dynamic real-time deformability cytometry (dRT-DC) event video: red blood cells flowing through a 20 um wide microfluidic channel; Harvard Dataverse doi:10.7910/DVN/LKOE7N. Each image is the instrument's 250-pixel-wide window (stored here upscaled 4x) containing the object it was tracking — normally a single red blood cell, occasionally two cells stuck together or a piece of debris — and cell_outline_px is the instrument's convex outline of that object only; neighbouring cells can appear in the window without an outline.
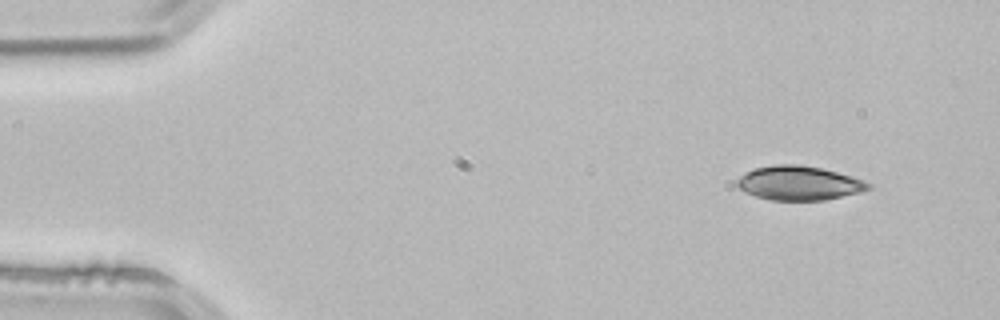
{"species": "common noctule bat (a hibernating species)", "species_latin": "Nyctalus noctula", "temperature_condition": "room temperature", "stored_images_in_passage": 3, "segment_of_instrument_passage": [2, 2], "camera_frame_rate_fps": 3000, "um_per_image_px": 0.085, "animal": {"sex": "male", "body_mass_g": 21.5, "forearm_length_mm": 52.0}, "frame": {"image": 1, "passage_image": 3, "time_ms": 0.667, "image_size_px": [1000, 320], "cell_outline_px": [[872, 188], [860, 192], [824, 200], [768, 200], [744, 192], [736, 184], [736, 180], [740, 176], [756, 168], [776, 164], [796, 164], [820, 168], [852, 176], [864, 180], [872, 184]], "centroid_in_image_um": [67.93, 15.57], "position_along_channel_um": 17.1, "area_um2": 26.01}}